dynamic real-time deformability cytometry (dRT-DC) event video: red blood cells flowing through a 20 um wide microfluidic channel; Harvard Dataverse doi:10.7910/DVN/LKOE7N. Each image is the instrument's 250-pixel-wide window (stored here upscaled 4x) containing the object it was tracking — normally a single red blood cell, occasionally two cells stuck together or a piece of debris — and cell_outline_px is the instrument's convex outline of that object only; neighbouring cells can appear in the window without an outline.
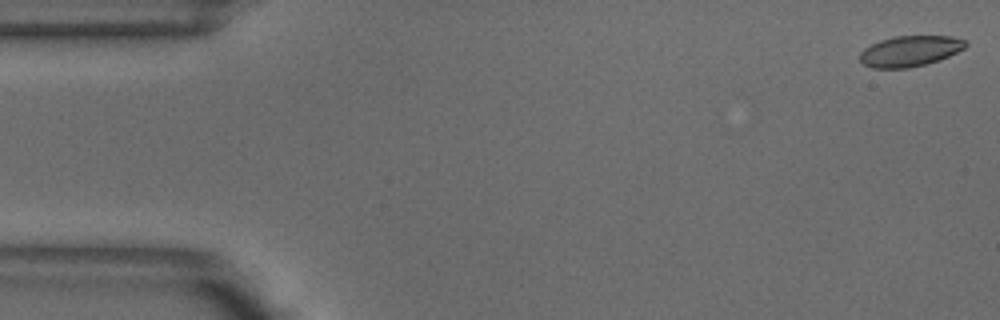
{"species": "common noctule bat (a hibernating species)", "species_latin": "Nyctalus noctula", "temperature_condition": "warm", "stored_images_in_passage": 51, "camera_frame_rate_fps": 3000, "um_per_image_px": 0.085, "animal": {"sex": "male", "body_mass_g": 18.8}, "frame": {"image": 1, "passage_image": 1, "time_ms": 0.0, "image_size_px": [1000, 320], "cell_outline_px": [[968, 44], [964, 48], [948, 56], [924, 64], [908, 68], [872, 68], [864, 64], [860, 60], [860, 52], [864, 48], [880, 40], [896, 36], [952, 36], [964, 40]], "centroid_in_image_um": [77.32, 4.34], "position_along_channel_um": 7.7, "area_um2": 18.67}}
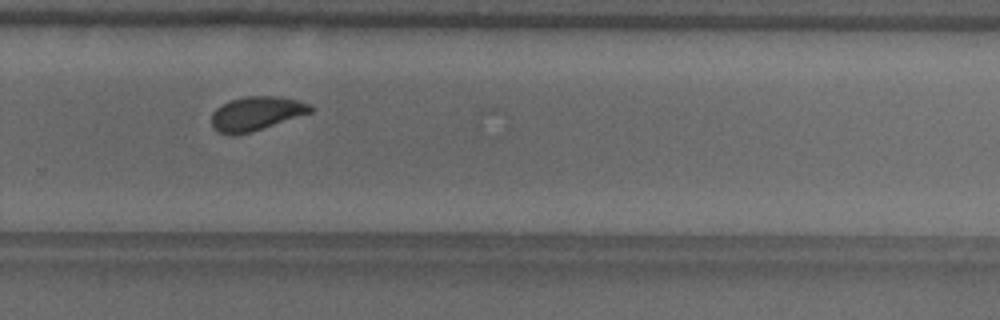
{"frame": {"image": 2, "passage_image": 34, "time_ms": 11.0, "image_size_px": [1000, 320], "cell_outline_px": [[312, 112], [252, 132], [236, 136], [232, 136], [220, 132], [212, 128], [212, 112], [216, 108], [232, 100], [244, 96], [276, 96], [296, 100], [312, 104]], "centroid_in_image_um": [21.77, 9.66], "position_along_channel_um": 308.0, "area_um2": 19.59}}
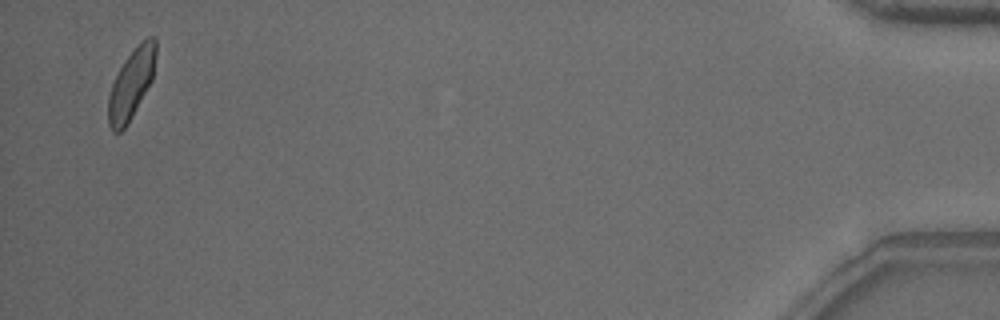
{"frame": {"image": 3, "passage_image": 50, "time_ms": 16.333, "image_size_px": [1000, 320], "cell_outline_px": [[156, 56], [152, 80], [128, 124], [120, 132], [112, 132], [108, 124], [108, 96], [112, 84], [124, 60], [140, 40], [148, 36], [152, 36], [156, 40]], "centroid_in_image_um": [11.16, 7.12], "position_along_channel_um": 424.0, "area_um2": 19.42}, "authors_computed_cell_mechanics": {"area_um2": 19.4786, "velocity_mm_per_s": 3.8633, "shape_relaxation_time_tau1_ms": 3.3067, "shape_relaxation_time_tau2_ms": 1.1144, "deformation_change_tau1": 0.1013, "deformation_change_tau2": 0.0569}}